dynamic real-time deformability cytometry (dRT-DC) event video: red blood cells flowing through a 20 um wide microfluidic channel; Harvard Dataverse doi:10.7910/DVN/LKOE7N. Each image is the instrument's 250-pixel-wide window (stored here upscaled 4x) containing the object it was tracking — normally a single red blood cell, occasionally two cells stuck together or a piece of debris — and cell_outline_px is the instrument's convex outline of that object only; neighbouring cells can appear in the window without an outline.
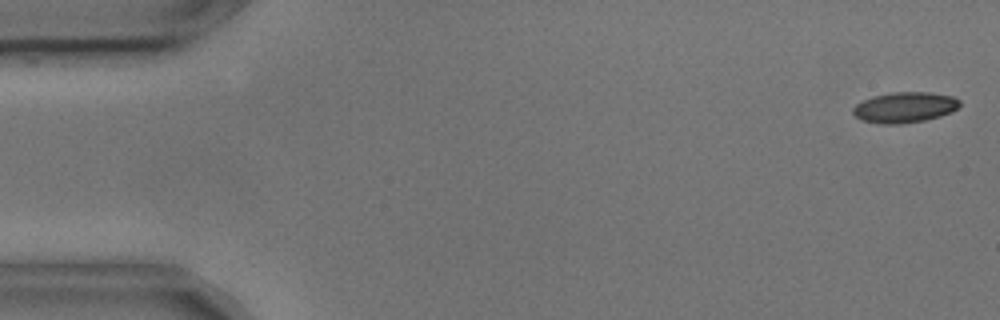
{"species": "common noctule bat (a hibernating species)", "species_latin": "Nyctalus noctula", "temperature_condition": "cold", "stored_images_in_passage": 55, "camera_frame_rate_fps": 3000, "um_per_image_px": 0.085, "animal": {"sex": "male", "body_mass_g": 17.9, "forearm_length_mm": 54.2}, "frame": {"image": 1, "passage_image": 2, "time_ms": 0.333, "image_size_px": [1000, 320], "cell_outline_px": [[960, 104], [952, 112], [940, 116], [924, 120], [900, 124], [884, 124], [860, 120], [852, 112], [852, 108], [856, 104], [872, 96], [892, 92], [928, 92], [952, 96], [960, 100]], "centroid_in_image_um": [76.88, 9.12], "position_along_channel_um": 8.1, "area_um2": 19.02}}
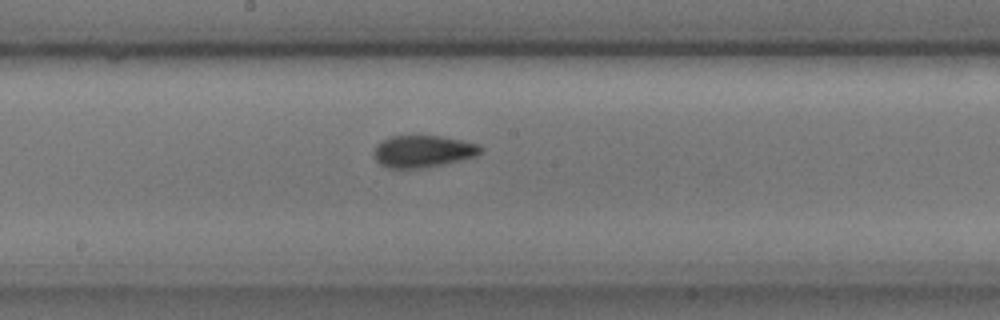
{"frame": {"image": 2, "passage_image": 29, "time_ms": 9.333, "image_size_px": [1000, 320], "cell_outline_px": [[484, 148], [476, 156], [460, 160], [424, 168], [388, 168], [380, 164], [376, 160], [376, 144], [380, 140], [392, 136], [440, 136], [480, 144]], "centroid_in_image_um": [35.97, 12.86], "position_along_channel_um": 212.2, "area_um2": 19.77}}
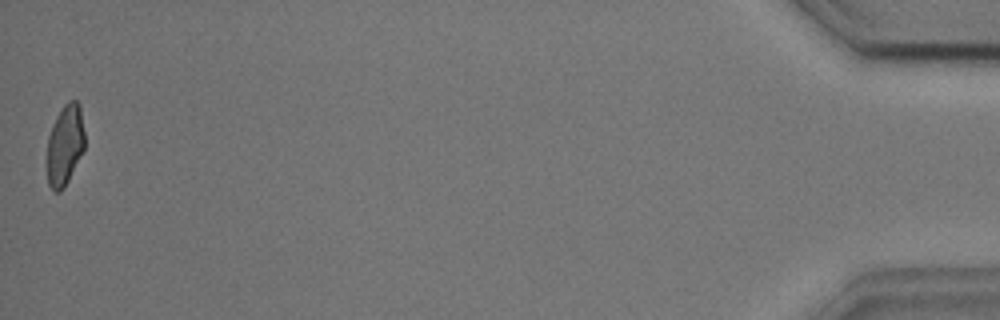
{"frame": {"image": 3, "passage_image": 55, "time_ms": 18.0, "image_size_px": [1000, 320], "cell_outline_px": [[84, 148], [64, 188], [60, 192], [56, 192], [48, 184], [48, 136], [52, 124], [56, 116], [64, 104], [68, 100], [76, 100], [80, 104], [84, 132]], "centroid_in_image_um": [5.52, 12.28], "position_along_channel_um": 429.7, "area_um2": 17.51}, "authors_computed_cell_mechanics": {"area_um2": 19.3052, "velocity_mm_per_s": 3.632, "shape_relaxation_time_tau1_ms": 8.4832, "shape_relaxation_time_tau2_ms": 1.3871, "deformation_change_tau1": 0.1734, "deformation_change_tau2": 0.0661}}